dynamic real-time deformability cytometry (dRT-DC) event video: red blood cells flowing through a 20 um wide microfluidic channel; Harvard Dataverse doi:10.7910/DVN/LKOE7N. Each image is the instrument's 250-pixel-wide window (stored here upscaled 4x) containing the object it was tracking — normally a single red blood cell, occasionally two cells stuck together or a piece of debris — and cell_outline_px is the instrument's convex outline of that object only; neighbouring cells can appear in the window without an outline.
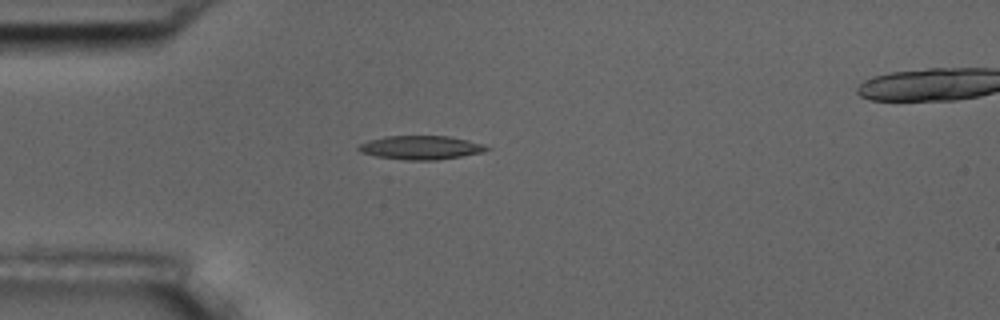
{"species": "common noctule bat (a hibernating species)", "species_latin": "Nyctalus noctula", "temperature_condition": "room temperature", "stored_images_in_passage": 4, "camera_frame_rate_fps": 3000, "um_per_image_px": 0.085, "animal": {"sex": "male", "body_mass_g": 17.5, "forearm_length_mm": 52.3}, "frame": {"image": 1, "passage_image": 3, "time_ms": 0.667, "image_size_px": [1000, 320], "cell_outline_px": [[492, 148], [484, 152], [436, 160], [404, 160], [376, 156], [360, 152], [356, 148], [360, 144], [368, 140], [384, 136], [448, 136], [468, 140], [484, 144]], "centroid_in_image_um": [35.77, 12.54], "position_along_channel_um": 49.2, "area_um2": 17.8}}